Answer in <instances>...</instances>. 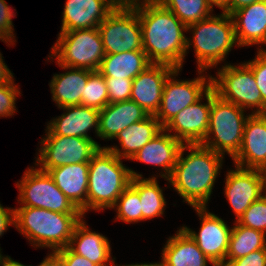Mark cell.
<instances>
[{
	"instance_id": "4",
	"label": "cell",
	"mask_w": 266,
	"mask_h": 266,
	"mask_svg": "<svg viewBox=\"0 0 266 266\" xmlns=\"http://www.w3.org/2000/svg\"><path fill=\"white\" fill-rule=\"evenodd\" d=\"M82 218V214L57 213L36 207L14 208L15 228L33 247H47L51 252L69 246L74 228Z\"/></svg>"
},
{
	"instance_id": "10",
	"label": "cell",
	"mask_w": 266,
	"mask_h": 266,
	"mask_svg": "<svg viewBox=\"0 0 266 266\" xmlns=\"http://www.w3.org/2000/svg\"><path fill=\"white\" fill-rule=\"evenodd\" d=\"M106 54L143 51L141 24L131 4H118L98 27Z\"/></svg>"
},
{
	"instance_id": "36",
	"label": "cell",
	"mask_w": 266,
	"mask_h": 266,
	"mask_svg": "<svg viewBox=\"0 0 266 266\" xmlns=\"http://www.w3.org/2000/svg\"><path fill=\"white\" fill-rule=\"evenodd\" d=\"M259 48L255 58L245 62V64L252 70L262 100L266 103V49H262L261 46Z\"/></svg>"
},
{
	"instance_id": "6",
	"label": "cell",
	"mask_w": 266,
	"mask_h": 266,
	"mask_svg": "<svg viewBox=\"0 0 266 266\" xmlns=\"http://www.w3.org/2000/svg\"><path fill=\"white\" fill-rule=\"evenodd\" d=\"M244 111L223 100L212 87L209 127L201 145L223 156L226 152L233 159L242 146L244 126L249 117Z\"/></svg>"
},
{
	"instance_id": "41",
	"label": "cell",
	"mask_w": 266,
	"mask_h": 266,
	"mask_svg": "<svg viewBox=\"0 0 266 266\" xmlns=\"http://www.w3.org/2000/svg\"><path fill=\"white\" fill-rule=\"evenodd\" d=\"M10 225H15L14 223V208H4L0 204V237L7 231Z\"/></svg>"
},
{
	"instance_id": "19",
	"label": "cell",
	"mask_w": 266,
	"mask_h": 266,
	"mask_svg": "<svg viewBox=\"0 0 266 266\" xmlns=\"http://www.w3.org/2000/svg\"><path fill=\"white\" fill-rule=\"evenodd\" d=\"M60 109L66 110V112L47 124L46 135L92 139L87 133L94 127L98 136L100 110L83 105L68 106Z\"/></svg>"
},
{
	"instance_id": "16",
	"label": "cell",
	"mask_w": 266,
	"mask_h": 266,
	"mask_svg": "<svg viewBox=\"0 0 266 266\" xmlns=\"http://www.w3.org/2000/svg\"><path fill=\"white\" fill-rule=\"evenodd\" d=\"M174 70L166 64L152 63L133 79L130 99L149 115H155L161 104L165 81Z\"/></svg>"
},
{
	"instance_id": "37",
	"label": "cell",
	"mask_w": 266,
	"mask_h": 266,
	"mask_svg": "<svg viewBox=\"0 0 266 266\" xmlns=\"http://www.w3.org/2000/svg\"><path fill=\"white\" fill-rule=\"evenodd\" d=\"M14 81L0 85V117H10L16 112V97L21 94V91Z\"/></svg>"
},
{
	"instance_id": "2",
	"label": "cell",
	"mask_w": 266,
	"mask_h": 266,
	"mask_svg": "<svg viewBox=\"0 0 266 266\" xmlns=\"http://www.w3.org/2000/svg\"><path fill=\"white\" fill-rule=\"evenodd\" d=\"M187 149L190 153L184 157ZM223 158L201 144H184L167 180L188 205L207 207Z\"/></svg>"
},
{
	"instance_id": "26",
	"label": "cell",
	"mask_w": 266,
	"mask_h": 266,
	"mask_svg": "<svg viewBox=\"0 0 266 266\" xmlns=\"http://www.w3.org/2000/svg\"><path fill=\"white\" fill-rule=\"evenodd\" d=\"M65 73L55 74L49 84L52 100L58 108L81 105L82 94L92 70L60 66Z\"/></svg>"
},
{
	"instance_id": "13",
	"label": "cell",
	"mask_w": 266,
	"mask_h": 266,
	"mask_svg": "<svg viewBox=\"0 0 266 266\" xmlns=\"http://www.w3.org/2000/svg\"><path fill=\"white\" fill-rule=\"evenodd\" d=\"M194 209L201 220L199 232L196 233L187 226L181 228L215 266H222L225 263L232 228L217 215L206 210V207H194Z\"/></svg>"
},
{
	"instance_id": "49",
	"label": "cell",
	"mask_w": 266,
	"mask_h": 266,
	"mask_svg": "<svg viewBox=\"0 0 266 266\" xmlns=\"http://www.w3.org/2000/svg\"><path fill=\"white\" fill-rule=\"evenodd\" d=\"M262 174H263L264 186H265V191H266V167L262 170Z\"/></svg>"
},
{
	"instance_id": "42",
	"label": "cell",
	"mask_w": 266,
	"mask_h": 266,
	"mask_svg": "<svg viewBox=\"0 0 266 266\" xmlns=\"http://www.w3.org/2000/svg\"><path fill=\"white\" fill-rule=\"evenodd\" d=\"M256 1L259 0H226L225 5L221 9L222 11L231 14L233 11L243 6L255 3Z\"/></svg>"
},
{
	"instance_id": "44",
	"label": "cell",
	"mask_w": 266,
	"mask_h": 266,
	"mask_svg": "<svg viewBox=\"0 0 266 266\" xmlns=\"http://www.w3.org/2000/svg\"><path fill=\"white\" fill-rule=\"evenodd\" d=\"M38 266H61V265L57 254L55 252L52 253L50 252V254Z\"/></svg>"
},
{
	"instance_id": "31",
	"label": "cell",
	"mask_w": 266,
	"mask_h": 266,
	"mask_svg": "<svg viewBox=\"0 0 266 266\" xmlns=\"http://www.w3.org/2000/svg\"><path fill=\"white\" fill-rule=\"evenodd\" d=\"M186 26L210 17L213 5L209 0H157Z\"/></svg>"
},
{
	"instance_id": "28",
	"label": "cell",
	"mask_w": 266,
	"mask_h": 266,
	"mask_svg": "<svg viewBox=\"0 0 266 266\" xmlns=\"http://www.w3.org/2000/svg\"><path fill=\"white\" fill-rule=\"evenodd\" d=\"M152 63L144 51L106 54L97 70L104 77L134 79Z\"/></svg>"
},
{
	"instance_id": "46",
	"label": "cell",
	"mask_w": 266,
	"mask_h": 266,
	"mask_svg": "<svg viewBox=\"0 0 266 266\" xmlns=\"http://www.w3.org/2000/svg\"><path fill=\"white\" fill-rule=\"evenodd\" d=\"M210 1V3L214 6H217L218 8H222L224 5H225V3H226V0H209Z\"/></svg>"
},
{
	"instance_id": "27",
	"label": "cell",
	"mask_w": 266,
	"mask_h": 266,
	"mask_svg": "<svg viewBox=\"0 0 266 266\" xmlns=\"http://www.w3.org/2000/svg\"><path fill=\"white\" fill-rule=\"evenodd\" d=\"M163 127L154 115H149L142 121L135 122L121 131L114 139H118L121 150L116 146H107V150L120 159L130 160L143 146L155 137Z\"/></svg>"
},
{
	"instance_id": "8",
	"label": "cell",
	"mask_w": 266,
	"mask_h": 266,
	"mask_svg": "<svg viewBox=\"0 0 266 266\" xmlns=\"http://www.w3.org/2000/svg\"><path fill=\"white\" fill-rule=\"evenodd\" d=\"M216 75L212 77V87L223 100L242 109L256 108L251 114H266V103L252 70L245 63L237 66L226 63Z\"/></svg>"
},
{
	"instance_id": "20",
	"label": "cell",
	"mask_w": 266,
	"mask_h": 266,
	"mask_svg": "<svg viewBox=\"0 0 266 266\" xmlns=\"http://www.w3.org/2000/svg\"><path fill=\"white\" fill-rule=\"evenodd\" d=\"M231 17L238 47L265 44L266 0L243 6L233 11Z\"/></svg>"
},
{
	"instance_id": "7",
	"label": "cell",
	"mask_w": 266,
	"mask_h": 266,
	"mask_svg": "<svg viewBox=\"0 0 266 266\" xmlns=\"http://www.w3.org/2000/svg\"><path fill=\"white\" fill-rule=\"evenodd\" d=\"M60 66L97 71L105 56L98 28L60 32L50 51Z\"/></svg>"
},
{
	"instance_id": "18",
	"label": "cell",
	"mask_w": 266,
	"mask_h": 266,
	"mask_svg": "<svg viewBox=\"0 0 266 266\" xmlns=\"http://www.w3.org/2000/svg\"><path fill=\"white\" fill-rule=\"evenodd\" d=\"M117 5L115 0H66L61 32L98 28Z\"/></svg>"
},
{
	"instance_id": "11",
	"label": "cell",
	"mask_w": 266,
	"mask_h": 266,
	"mask_svg": "<svg viewBox=\"0 0 266 266\" xmlns=\"http://www.w3.org/2000/svg\"><path fill=\"white\" fill-rule=\"evenodd\" d=\"M40 143L42 146L35 165L42 171L68 164L89 163L101 148L93 139L61 135H46Z\"/></svg>"
},
{
	"instance_id": "32",
	"label": "cell",
	"mask_w": 266,
	"mask_h": 266,
	"mask_svg": "<svg viewBox=\"0 0 266 266\" xmlns=\"http://www.w3.org/2000/svg\"><path fill=\"white\" fill-rule=\"evenodd\" d=\"M107 104L109 97L106 80L98 71H92L82 94L81 105L102 110Z\"/></svg>"
},
{
	"instance_id": "30",
	"label": "cell",
	"mask_w": 266,
	"mask_h": 266,
	"mask_svg": "<svg viewBox=\"0 0 266 266\" xmlns=\"http://www.w3.org/2000/svg\"><path fill=\"white\" fill-rule=\"evenodd\" d=\"M234 224L225 263L222 266H226L231 260L246 256L255 250L266 249V234L237 222Z\"/></svg>"
},
{
	"instance_id": "43",
	"label": "cell",
	"mask_w": 266,
	"mask_h": 266,
	"mask_svg": "<svg viewBox=\"0 0 266 266\" xmlns=\"http://www.w3.org/2000/svg\"><path fill=\"white\" fill-rule=\"evenodd\" d=\"M4 57L0 53V85L11 83L14 76L8 66L4 63Z\"/></svg>"
},
{
	"instance_id": "15",
	"label": "cell",
	"mask_w": 266,
	"mask_h": 266,
	"mask_svg": "<svg viewBox=\"0 0 266 266\" xmlns=\"http://www.w3.org/2000/svg\"><path fill=\"white\" fill-rule=\"evenodd\" d=\"M224 190L238 220L254 201L266 194L262 171L235 165V170L226 174Z\"/></svg>"
},
{
	"instance_id": "50",
	"label": "cell",
	"mask_w": 266,
	"mask_h": 266,
	"mask_svg": "<svg viewBox=\"0 0 266 266\" xmlns=\"http://www.w3.org/2000/svg\"><path fill=\"white\" fill-rule=\"evenodd\" d=\"M118 4H124V0H115Z\"/></svg>"
},
{
	"instance_id": "34",
	"label": "cell",
	"mask_w": 266,
	"mask_h": 266,
	"mask_svg": "<svg viewBox=\"0 0 266 266\" xmlns=\"http://www.w3.org/2000/svg\"><path fill=\"white\" fill-rule=\"evenodd\" d=\"M235 222L266 234V194L254 201Z\"/></svg>"
},
{
	"instance_id": "17",
	"label": "cell",
	"mask_w": 266,
	"mask_h": 266,
	"mask_svg": "<svg viewBox=\"0 0 266 266\" xmlns=\"http://www.w3.org/2000/svg\"><path fill=\"white\" fill-rule=\"evenodd\" d=\"M233 161L247 169L262 171L266 167V114H249L242 146Z\"/></svg>"
},
{
	"instance_id": "3",
	"label": "cell",
	"mask_w": 266,
	"mask_h": 266,
	"mask_svg": "<svg viewBox=\"0 0 266 266\" xmlns=\"http://www.w3.org/2000/svg\"><path fill=\"white\" fill-rule=\"evenodd\" d=\"M132 177L142 178V175L124 166L117 155L101 147L89 161L87 210L112 209Z\"/></svg>"
},
{
	"instance_id": "39",
	"label": "cell",
	"mask_w": 266,
	"mask_h": 266,
	"mask_svg": "<svg viewBox=\"0 0 266 266\" xmlns=\"http://www.w3.org/2000/svg\"><path fill=\"white\" fill-rule=\"evenodd\" d=\"M61 266H98L84 256L74 253L68 246L55 251Z\"/></svg>"
},
{
	"instance_id": "35",
	"label": "cell",
	"mask_w": 266,
	"mask_h": 266,
	"mask_svg": "<svg viewBox=\"0 0 266 266\" xmlns=\"http://www.w3.org/2000/svg\"><path fill=\"white\" fill-rule=\"evenodd\" d=\"M107 84L109 103L130 100L133 79L104 77Z\"/></svg>"
},
{
	"instance_id": "45",
	"label": "cell",
	"mask_w": 266,
	"mask_h": 266,
	"mask_svg": "<svg viewBox=\"0 0 266 266\" xmlns=\"http://www.w3.org/2000/svg\"><path fill=\"white\" fill-rule=\"evenodd\" d=\"M0 266H26L18 261H14L10 256H2L0 259Z\"/></svg>"
},
{
	"instance_id": "29",
	"label": "cell",
	"mask_w": 266,
	"mask_h": 266,
	"mask_svg": "<svg viewBox=\"0 0 266 266\" xmlns=\"http://www.w3.org/2000/svg\"><path fill=\"white\" fill-rule=\"evenodd\" d=\"M130 185L139 193L142 221L164 214L167 202L155 176L151 178L132 177Z\"/></svg>"
},
{
	"instance_id": "23",
	"label": "cell",
	"mask_w": 266,
	"mask_h": 266,
	"mask_svg": "<svg viewBox=\"0 0 266 266\" xmlns=\"http://www.w3.org/2000/svg\"><path fill=\"white\" fill-rule=\"evenodd\" d=\"M148 116L149 113L131 99L109 103L100 110L98 137L108 140L114 139L129 125L142 121Z\"/></svg>"
},
{
	"instance_id": "38",
	"label": "cell",
	"mask_w": 266,
	"mask_h": 266,
	"mask_svg": "<svg viewBox=\"0 0 266 266\" xmlns=\"http://www.w3.org/2000/svg\"><path fill=\"white\" fill-rule=\"evenodd\" d=\"M12 8L8 6L5 0H0V40L9 45H14V26L12 23V17H15V13ZM10 44H9V43Z\"/></svg>"
},
{
	"instance_id": "24",
	"label": "cell",
	"mask_w": 266,
	"mask_h": 266,
	"mask_svg": "<svg viewBox=\"0 0 266 266\" xmlns=\"http://www.w3.org/2000/svg\"><path fill=\"white\" fill-rule=\"evenodd\" d=\"M68 247L98 266H113L115 263V258L111 259L108 238L92 232L83 218L76 224Z\"/></svg>"
},
{
	"instance_id": "48",
	"label": "cell",
	"mask_w": 266,
	"mask_h": 266,
	"mask_svg": "<svg viewBox=\"0 0 266 266\" xmlns=\"http://www.w3.org/2000/svg\"><path fill=\"white\" fill-rule=\"evenodd\" d=\"M139 1L140 0H124V4H133ZM141 1H155V0H141Z\"/></svg>"
},
{
	"instance_id": "47",
	"label": "cell",
	"mask_w": 266,
	"mask_h": 266,
	"mask_svg": "<svg viewBox=\"0 0 266 266\" xmlns=\"http://www.w3.org/2000/svg\"><path fill=\"white\" fill-rule=\"evenodd\" d=\"M113 266H159V263H144V264H139V263H137V264H126V265H113Z\"/></svg>"
},
{
	"instance_id": "9",
	"label": "cell",
	"mask_w": 266,
	"mask_h": 266,
	"mask_svg": "<svg viewBox=\"0 0 266 266\" xmlns=\"http://www.w3.org/2000/svg\"><path fill=\"white\" fill-rule=\"evenodd\" d=\"M17 182L20 207H36L64 214H82L56 186L48 172L27 168Z\"/></svg>"
},
{
	"instance_id": "25",
	"label": "cell",
	"mask_w": 266,
	"mask_h": 266,
	"mask_svg": "<svg viewBox=\"0 0 266 266\" xmlns=\"http://www.w3.org/2000/svg\"><path fill=\"white\" fill-rule=\"evenodd\" d=\"M161 257L159 266H208L207 262L215 266L181 227L167 239Z\"/></svg>"
},
{
	"instance_id": "33",
	"label": "cell",
	"mask_w": 266,
	"mask_h": 266,
	"mask_svg": "<svg viewBox=\"0 0 266 266\" xmlns=\"http://www.w3.org/2000/svg\"><path fill=\"white\" fill-rule=\"evenodd\" d=\"M117 210L116 221L121 220L126 223H137L142 221L141 201L139 193L129 185L112 209Z\"/></svg>"
},
{
	"instance_id": "5",
	"label": "cell",
	"mask_w": 266,
	"mask_h": 266,
	"mask_svg": "<svg viewBox=\"0 0 266 266\" xmlns=\"http://www.w3.org/2000/svg\"><path fill=\"white\" fill-rule=\"evenodd\" d=\"M189 30L193 37L186 40V54L192 43L199 75L223 62L232 47L238 46L233 19L224 11L188 25Z\"/></svg>"
},
{
	"instance_id": "21",
	"label": "cell",
	"mask_w": 266,
	"mask_h": 266,
	"mask_svg": "<svg viewBox=\"0 0 266 266\" xmlns=\"http://www.w3.org/2000/svg\"><path fill=\"white\" fill-rule=\"evenodd\" d=\"M183 145L163 128L131 160L162 167L161 170L164 172H160V176L167 181L177 163Z\"/></svg>"
},
{
	"instance_id": "22",
	"label": "cell",
	"mask_w": 266,
	"mask_h": 266,
	"mask_svg": "<svg viewBox=\"0 0 266 266\" xmlns=\"http://www.w3.org/2000/svg\"><path fill=\"white\" fill-rule=\"evenodd\" d=\"M46 172L56 186L74 204L84 216L87 211V191L89 163H77L59 166Z\"/></svg>"
},
{
	"instance_id": "12",
	"label": "cell",
	"mask_w": 266,
	"mask_h": 266,
	"mask_svg": "<svg viewBox=\"0 0 266 266\" xmlns=\"http://www.w3.org/2000/svg\"><path fill=\"white\" fill-rule=\"evenodd\" d=\"M180 71L181 69H175L163 87L161 104L154 115L162 127L180 111L199 100L212 87V76L204 74L193 80H175Z\"/></svg>"
},
{
	"instance_id": "40",
	"label": "cell",
	"mask_w": 266,
	"mask_h": 266,
	"mask_svg": "<svg viewBox=\"0 0 266 266\" xmlns=\"http://www.w3.org/2000/svg\"><path fill=\"white\" fill-rule=\"evenodd\" d=\"M226 266H266V249L255 250L246 256L231 260Z\"/></svg>"
},
{
	"instance_id": "1",
	"label": "cell",
	"mask_w": 266,
	"mask_h": 266,
	"mask_svg": "<svg viewBox=\"0 0 266 266\" xmlns=\"http://www.w3.org/2000/svg\"><path fill=\"white\" fill-rule=\"evenodd\" d=\"M138 12L143 51L151 63L182 69L186 56L187 26L159 1L131 4Z\"/></svg>"
},
{
	"instance_id": "14",
	"label": "cell",
	"mask_w": 266,
	"mask_h": 266,
	"mask_svg": "<svg viewBox=\"0 0 266 266\" xmlns=\"http://www.w3.org/2000/svg\"><path fill=\"white\" fill-rule=\"evenodd\" d=\"M206 104L201 103L203 96L195 103L180 111L163 128L183 144H201L207 134L212 104V87L204 94Z\"/></svg>"
}]
</instances>
